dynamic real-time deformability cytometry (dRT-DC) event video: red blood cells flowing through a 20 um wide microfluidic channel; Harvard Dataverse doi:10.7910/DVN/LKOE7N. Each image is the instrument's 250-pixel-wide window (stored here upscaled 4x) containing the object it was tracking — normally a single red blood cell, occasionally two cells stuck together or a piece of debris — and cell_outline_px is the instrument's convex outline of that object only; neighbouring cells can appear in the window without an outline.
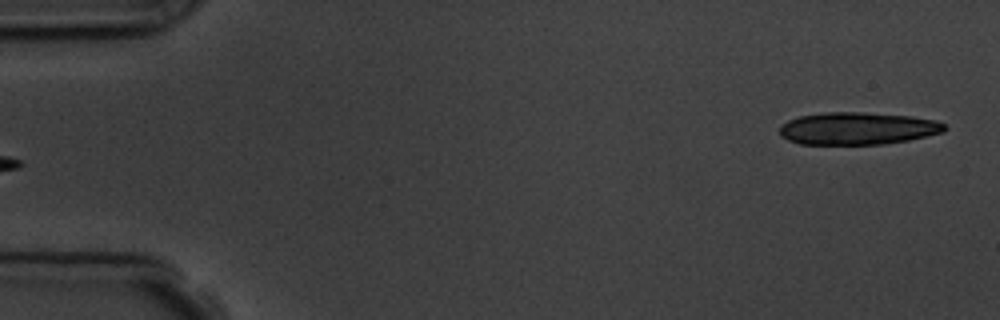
{"species": "common noctule bat (a hibernating species)", "species_latin": "Nyctalus noctula", "temperature_condition": "room temperature", "stored_images_in_passage": 5, "segment_of_instrument_passage": [2, 2], "camera_frame_rate_fps": 3000, "um_per_image_px": 0.085, "animal": {"sex": "male", "body_mass_g": 19.5, "forearm_length_mm": 54.6}, "frame": {"image": 1, "passage_image": 5, "time_ms": 4.667, "image_size_px": [1000, 320], "cell_outline_px": [[944, 132], [908, 140], [884, 144], [800, 144], [788, 140], [780, 136], [780, 124], [788, 120], [800, 116], [824, 112], [864, 112], [912, 116], [936, 120], [944, 124]], "centroid_in_image_um": [72.87, 10.91], "position_along_channel_um": 12.1, "area_um2": 31.21}}